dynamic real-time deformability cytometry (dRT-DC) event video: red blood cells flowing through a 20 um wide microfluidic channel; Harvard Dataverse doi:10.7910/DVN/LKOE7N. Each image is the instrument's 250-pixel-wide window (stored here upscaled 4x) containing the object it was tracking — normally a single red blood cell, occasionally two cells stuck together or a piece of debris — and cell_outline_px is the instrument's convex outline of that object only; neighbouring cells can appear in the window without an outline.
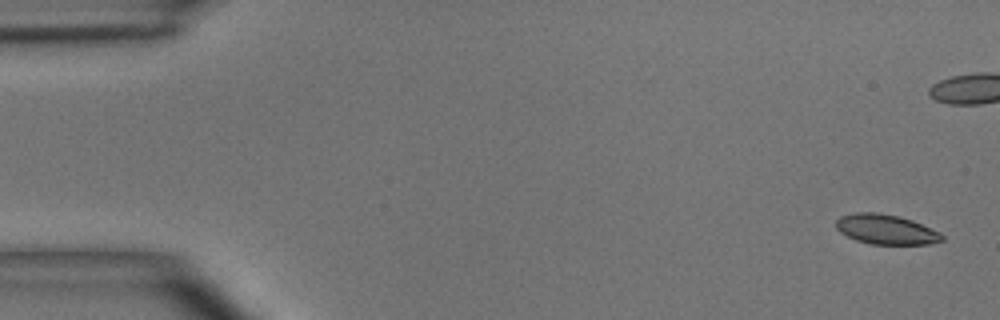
{"species": "common noctule bat (a hibernating species)", "species_latin": "Nyctalus noctula", "temperature_condition": "room temperature", "stored_images_in_passage": 7, "segment_of_instrument_passage": [1, 2], "camera_frame_rate_fps": 3000, "um_per_image_px": 0.085, "animal": {"sex": "male", "body_mass_g": 15.6}, "frame": {"image": 1, "passage_image": 1, "time_ms": 0.0, "image_size_px": [1000, 320], "cell_outline_px": [[944, 240], [928, 244], [868, 244], [856, 240], [840, 232], [836, 228], [836, 220], [840, 216], [856, 212], [880, 212], [900, 216], [912, 220], [940, 232], [944, 236]], "centroid_in_image_um": [75.3, 19.49], "position_along_channel_um": 9.7, "area_um2": 18.55}}
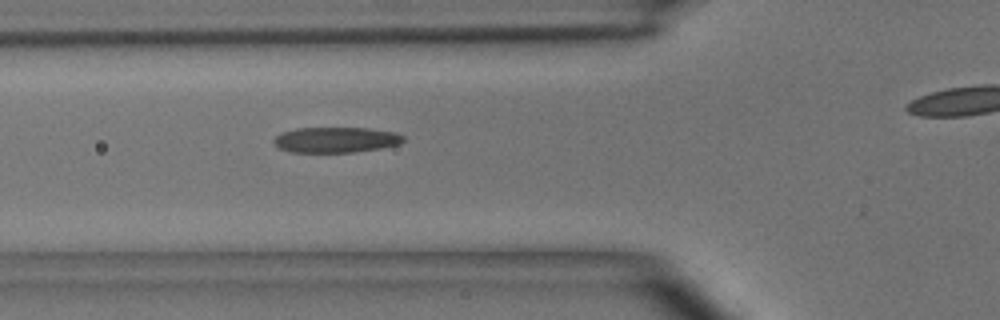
{"frame": {"image": 2, "passage_image": 6, "time_ms": 6.667, "image_size_px": [1000, 320], "cell_outline_px": [[404, 140], [400, 144], [380, 148], [356, 152], [288, 152], [280, 148], [272, 140], [280, 132], [296, 128], [368, 128], [396, 132], [404, 136]], "centroid_in_image_um": [28.55, 11.88], "position_along_channel_um": 97.3, "area_um2": 19.36}}